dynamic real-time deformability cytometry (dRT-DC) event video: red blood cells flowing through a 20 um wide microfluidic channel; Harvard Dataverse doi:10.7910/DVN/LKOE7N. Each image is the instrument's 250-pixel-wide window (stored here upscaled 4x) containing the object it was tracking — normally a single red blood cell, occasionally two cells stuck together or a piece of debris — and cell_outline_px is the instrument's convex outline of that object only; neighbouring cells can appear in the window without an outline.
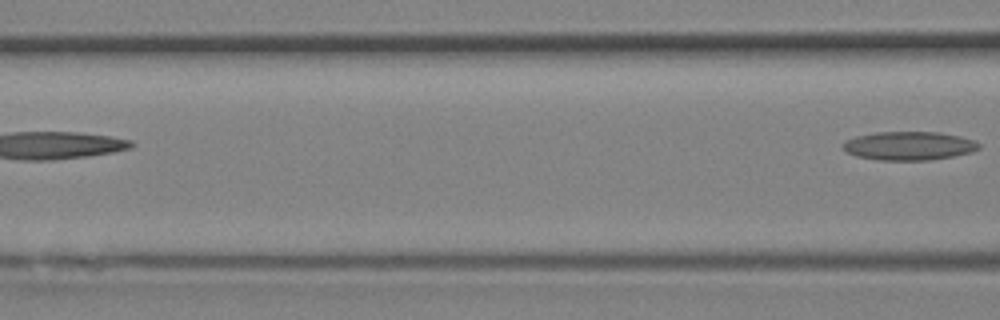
{"species": "Egyptian fruit bat (a non-hibernating species)", "species_latin": "Rousettus aegyptiacus", "temperature_condition": "room temperature", "stored_images_in_passage": 11, "segment_of_instrument_passage": [2, 2], "camera_frame_rate_fps": 3000, "um_per_image_px": 0.085, "animal": {"sex": "female"}, "frame": {"image": 1, "passage_image": 11, "time_ms": 3.333, "image_size_px": [1000, 320], "cell_outline_px": [[980, 148], [972, 152], [952, 156], [928, 160], [880, 160], [856, 156], [844, 152], [840, 144], [856, 136], [876, 132], [940, 132], [960, 136], [972, 140], [980, 144]], "centroid_in_image_um": [77.23, 12.39], "position_along_channel_um": 89.4, "area_um2": 22.72}}